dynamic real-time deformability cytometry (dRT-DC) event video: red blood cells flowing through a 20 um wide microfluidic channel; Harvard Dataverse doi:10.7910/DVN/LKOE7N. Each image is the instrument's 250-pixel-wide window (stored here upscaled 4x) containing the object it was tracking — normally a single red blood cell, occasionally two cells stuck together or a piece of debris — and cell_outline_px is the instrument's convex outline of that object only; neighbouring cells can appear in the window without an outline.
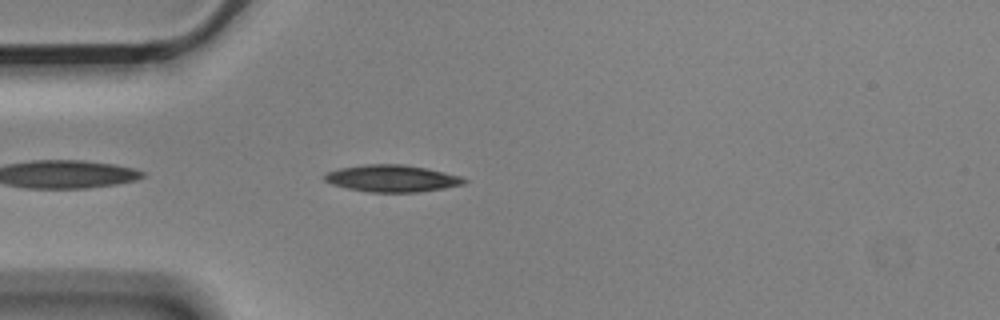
{"species": "Egyptian fruit bat (a non-hibernating species)", "species_latin": "Rousettus aegyptiacus", "temperature_condition": "cold", "stored_images_in_passage": 3, "camera_frame_rate_fps": 3000, "um_per_image_px": 0.085, "animal": {"sex": "male"}, "frame": {"image": 1, "passage_image": 3, "time_ms": 0.667, "image_size_px": [1000, 320], "cell_outline_px": [[468, 180], [464, 184], [444, 188], [420, 192], [368, 192], [348, 188], [332, 184], [324, 180], [324, 176], [328, 172], [340, 168], [368, 164], [404, 164], [428, 168], [460, 176]], "centroid_in_image_um": [33.35, 15.16], "position_along_channel_um": 51.7, "area_um2": 21.85}}